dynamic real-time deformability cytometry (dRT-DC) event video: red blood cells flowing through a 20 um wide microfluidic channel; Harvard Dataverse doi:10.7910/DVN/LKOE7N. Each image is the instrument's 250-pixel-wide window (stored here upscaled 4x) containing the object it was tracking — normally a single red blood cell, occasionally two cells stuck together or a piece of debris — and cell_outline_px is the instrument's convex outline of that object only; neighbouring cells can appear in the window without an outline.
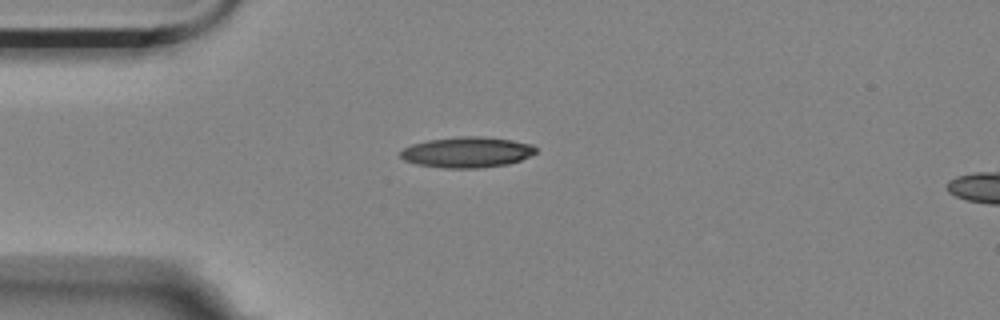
{"species": "Egyptian fruit bat (a non-hibernating species)", "species_latin": "Rousettus aegyptiacus", "temperature_condition": "room temperature", "stored_images_in_passage": 3, "camera_frame_rate_fps": 3000, "um_per_image_px": 0.085, "animal": {"sex": "female"}, "frame": {"image": 1, "passage_image": 1, "time_ms": 0.0, "image_size_px": [1000, 320], "cell_outline_px": [[536, 152], [520, 160], [508, 164], [480, 168], [440, 168], [416, 164], [404, 160], [400, 156], [400, 152], [404, 148], [412, 144], [428, 140], [460, 136], [480, 136], [512, 140], [532, 144], [536, 148]], "centroid_in_image_um": [39.68, 12.94], "position_along_channel_um": 45.3, "area_um2": 24.22}}
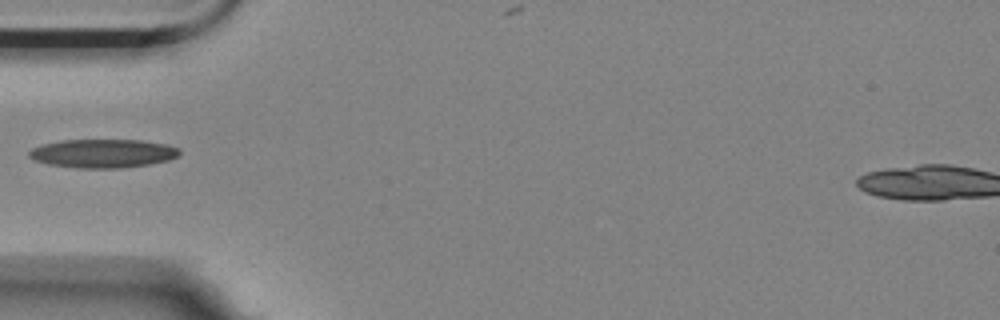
{"frame": {"image": 2, "passage_image": 2, "time_ms": 0.333, "image_size_px": [1000, 320], "cell_outline_px": [[180, 156], [168, 160], [148, 164], [120, 168], [76, 168], [48, 164], [36, 160], [28, 156], [28, 152], [32, 148], [44, 144], [64, 140], [140, 140], [168, 144], [180, 148]], "centroid_in_image_um": [8.78, 13.04], "position_along_channel_um": 76.2, "area_um2": 25.09}}